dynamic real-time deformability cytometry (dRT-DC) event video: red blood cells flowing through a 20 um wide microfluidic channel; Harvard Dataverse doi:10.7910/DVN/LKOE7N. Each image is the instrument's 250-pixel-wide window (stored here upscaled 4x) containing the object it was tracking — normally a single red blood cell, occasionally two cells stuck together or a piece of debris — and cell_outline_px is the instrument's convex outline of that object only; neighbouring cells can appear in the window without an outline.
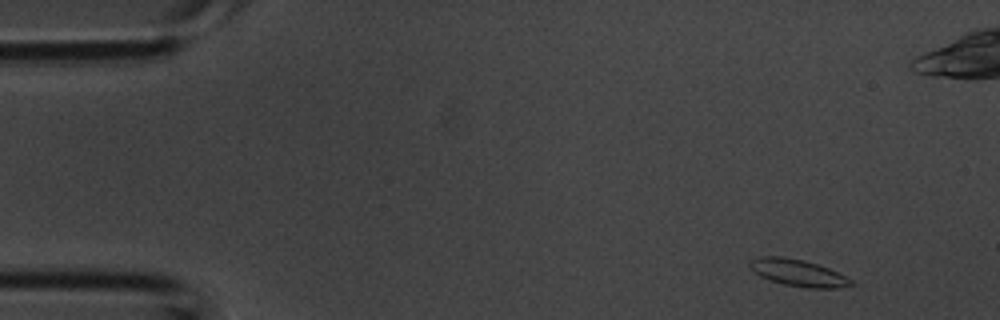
{"species": "common noctule bat (a hibernating species)", "species_latin": "Nyctalus noctula", "temperature_condition": "room temperature", "stored_images_in_passage": 4, "camera_frame_rate_fps": 3000, "um_per_image_px": 0.085, "animal": {"sex": "male", "body_mass_g": 20.1, "forearm_length_mm": 53.5}, "frame": {"image": 1, "passage_image": 1, "time_ms": 0.0, "image_size_px": [1000, 320], "cell_outline_px": [[856, 284], [840, 288], [808, 288], [784, 284], [768, 280], [760, 276], [748, 264], [752, 260], [760, 256], [784, 256], [804, 260], [828, 268], [852, 280]], "centroid_in_image_um": [67.85, 23.19], "position_along_channel_um": 17.2, "area_um2": 15.72}}